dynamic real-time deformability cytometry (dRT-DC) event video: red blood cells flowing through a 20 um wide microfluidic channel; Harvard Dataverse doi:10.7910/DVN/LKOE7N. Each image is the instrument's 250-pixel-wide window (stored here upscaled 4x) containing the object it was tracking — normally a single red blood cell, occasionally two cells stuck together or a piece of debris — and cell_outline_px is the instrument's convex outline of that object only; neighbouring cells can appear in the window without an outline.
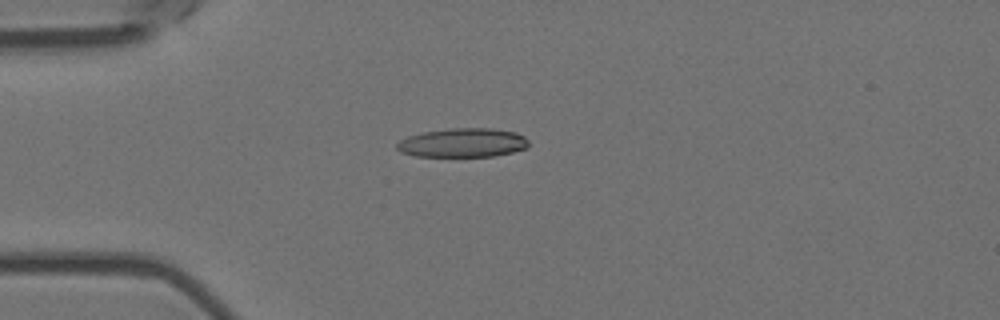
{"species": "Egyptian fruit bat (a non-hibernating species)", "species_latin": "Rousettus aegyptiacus", "temperature_condition": "room temperature", "stored_images_in_passage": 6, "camera_frame_rate_fps": 3000, "um_per_image_px": 0.085, "animal": {"sex": "female"}, "frame": {"image": 1, "passage_image": 3, "time_ms": 0.667, "image_size_px": [1000, 320], "cell_outline_px": [[528, 148], [512, 152], [492, 156], [416, 156], [400, 152], [396, 148], [396, 144], [400, 140], [408, 136], [424, 132], [448, 128], [492, 128], [516, 132], [524, 136], [528, 140]], "centroid_in_image_um": [39.34, 12.13], "position_along_channel_um": 45.7, "area_um2": 22.31}}
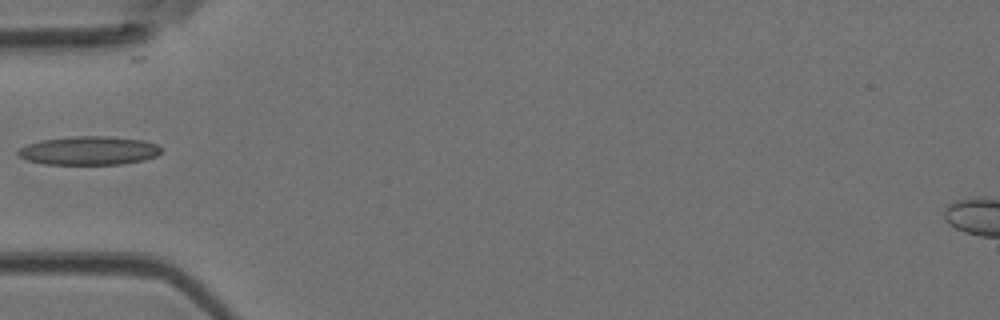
{"frame": {"image": 2, "passage_image": 4, "time_ms": 1.0, "image_size_px": [1000, 320], "cell_outline_px": [[160, 152], [156, 156], [144, 160], [120, 164], [44, 164], [28, 160], [16, 156], [16, 152], [20, 148], [28, 144], [40, 140], [76, 136], [108, 136], [144, 140], [156, 144], [160, 148]], "centroid_in_image_um": [7.53, 12.8], "position_along_channel_um": 77.5, "area_um2": 23.87}}
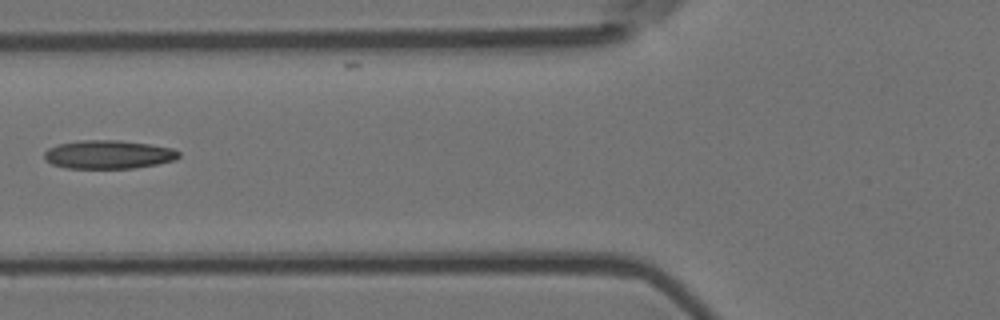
{"frame": {"image": 3, "passage_image": 5, "time_ms": 1.333, "image_size_px": [1000, 320], "cell_outline_px": [[180, 156], [176, 160], [156, 164], [132, 168], [64, 168], [52, 164], [44, 160], [44, 152], [48, 148], [56, 144], [80, 140], [120, 140], [148, 144], [172, 148], [180, 152]], "centroid_in_image_um": [9.18, 13.13], "position_along_channel_um": 116.6, "area_um2": 22.48}}